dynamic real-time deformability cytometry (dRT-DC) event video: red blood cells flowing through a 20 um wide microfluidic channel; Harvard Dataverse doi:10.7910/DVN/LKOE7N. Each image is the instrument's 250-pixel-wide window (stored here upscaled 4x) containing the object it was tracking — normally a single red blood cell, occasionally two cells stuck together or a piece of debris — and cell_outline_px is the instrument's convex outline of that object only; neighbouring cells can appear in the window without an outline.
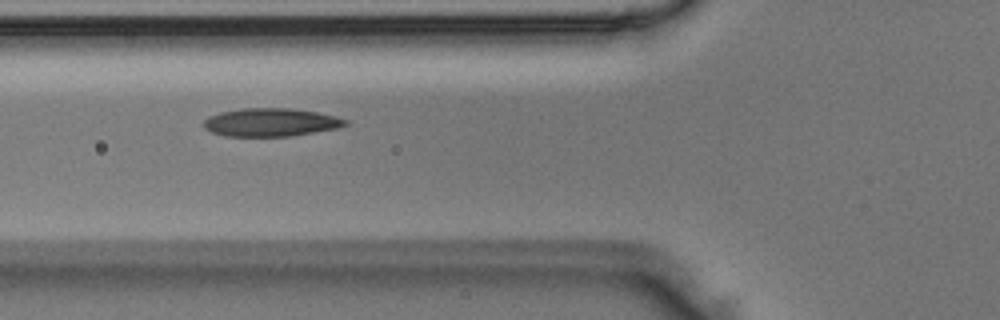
{"species": "Egyptian fruit bat (a non-hibernating species)", "species_latin": "Rousettus aegyptiacus", "temperature_condition": "room temperature", "stored_images_in_passage": 9, "camera_frame_rate_fps": 3000, "um_per_image_px": 0.085, "animal": {"sex": "male"}, "frame": {"image": 1, "passage_image": 6, "time_ms": 1.667, "image_size_px": [1000, 320], "cell_outline_px": [[348, 124], [340, 128], [292, 136], [224, 136], [212, 132], [204, 128], [204, 120], [208, 116], [220, 112], [240, 108], [288, 108], [316, 112], [336, 116], [348, 120]], "centroid_in_image_um": [23.03, 10.4], "position_along_channel_um": 102.8, "area_um2": 23.41}}
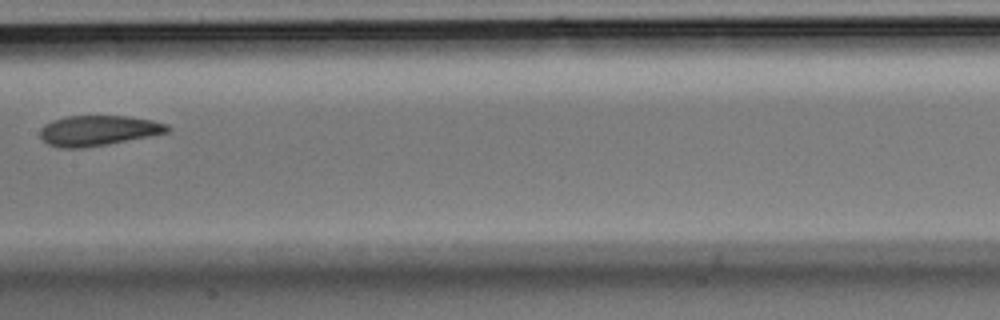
{"frame": {"image": 2, "passage_image": 8, "time_ms": 2.333, "image_size_px": [1000, 320], "cell_outline_px": [[172, 128], [168, 132], [108, 144], [84, 148], [60, 148], [48, 144], [40, 136], [40, 128], [44, 124], [52, 120], [64, 116], [128, 116], [152, 120], [168, 124]], "centroid_in_image_um": [8.33, 11.09], "position_along_channel_um": 199.1, "area_um2": 22.54}}
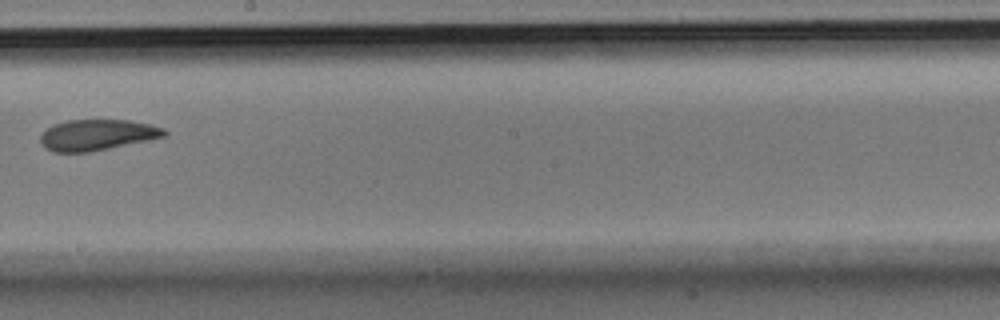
{"frame": {"image": 3, "passage_image": 9, "time_ms": 2.667, "image_size_px": [1000, 320], "cell_outline_px": [[168, 136], [88, 152], [52, 152], [44, 148], [40, 140], [40, 136], [52, 124], [68, 120], [128, 120], [152, 124], [164, 128], [168, 132]], "centroid_in_image_um": [8.27, 11.46], "position_along_channel_um": 239.9, "area_um2": 22.37}}